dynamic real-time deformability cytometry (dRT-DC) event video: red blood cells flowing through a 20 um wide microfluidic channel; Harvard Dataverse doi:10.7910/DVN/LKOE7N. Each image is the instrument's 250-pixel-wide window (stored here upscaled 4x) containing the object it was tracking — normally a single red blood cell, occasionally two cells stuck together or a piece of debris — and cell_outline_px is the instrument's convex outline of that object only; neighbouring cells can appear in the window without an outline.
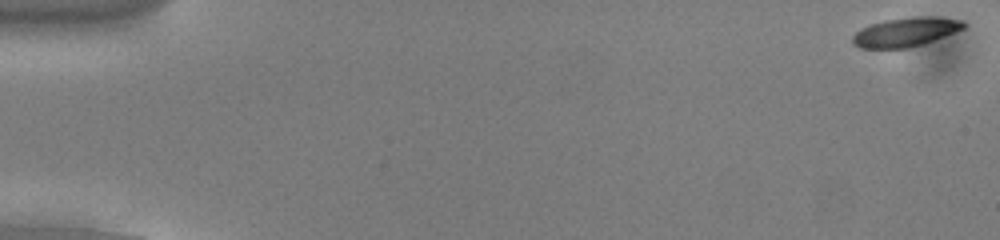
{"species": "common noctule bat (a hibernating species)", "species_latin": "Nyctalus noctula", "temperature_condition": "cold", "stored_images_in_passage": 54, "camera_frame_rate_fps": 3000, "um_per_image_px": 0.085, "animal": {"sex": "male", "body_mass_g": 13.0, "forearm_length_mm": 53.1}, "frame": {"image": 1, "passage_image": 1, "time_ms": 0.0, "image_size_px": [1000, 240], "cell_outline_px": [[968, 24], [964, 28], [932, 40], [920, 44], [904, 48], [860, 48], [852, 44], [852, 36], [860, 28], [884, 20], [916, 16], [932, 16], [964, 20]], "centroid_in_image_um": [76.96, 2.7], "position_along_channel_um": 8.0, "area_um2": 18.67}}
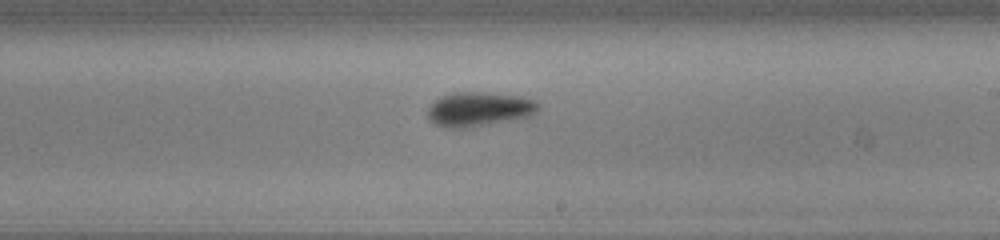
{"frame": {"image": 2, "passage_image": 32, "time_ms": 10.333, "image_size_px": [1000, 240], "cell_outline_px": [[536, 108], [528, 116], [468, 128], [444, 128], [428, 120], [428, 108], [440, 96], [452, 92], [484, 92], [520, 96], [532, 100], [536, 104]], "centroid_in_image_um": [40.6, 9.28], "position_along_channel_um": 248.4, "area_um2": 21.73}}
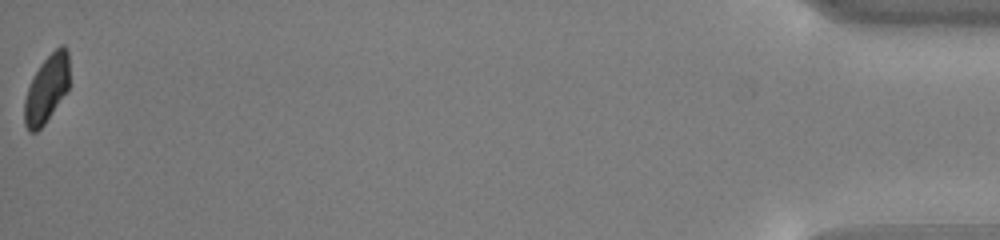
{"frame": {"image": 3, "passage_image": 54, "time_ms": 17.667, "image_size_px": [1000, 240], "cell_outline_px": [[68, 88], [44, 124], [36, 132], [28, 132], [24, 124], [24, 100], [28, 88], [40, 64], [60, 44], [64, 44], [68, 48]], "centroid_in_image_um": [3.95, 7.55], "position_along_channel_um": 431.3, "area_um2": 17.4}, "authors_computed_cell_mechanics": {"area_um2": 19.4208, "velocity_mm_per_s": 3.8189, "shape_relaxation_time_tau1_ms": 1.4573, "shape_relaxation_time_tau2_ms": 2.749, "deformation_change_tau1": 0.1107, "deformation_change_tau2": 0.0754}}